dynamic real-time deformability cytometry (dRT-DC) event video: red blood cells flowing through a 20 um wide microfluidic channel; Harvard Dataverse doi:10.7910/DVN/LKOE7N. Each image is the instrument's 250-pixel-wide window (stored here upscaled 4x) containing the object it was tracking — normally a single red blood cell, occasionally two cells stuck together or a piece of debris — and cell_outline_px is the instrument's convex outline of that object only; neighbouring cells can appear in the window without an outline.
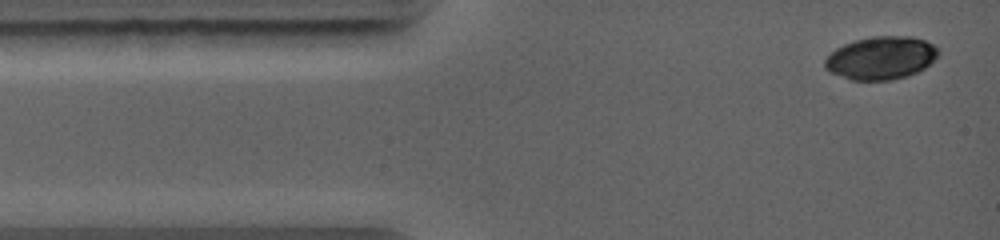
{"species": "common noctule bat (a hibernating species)", "species_latin": "Nyctalus noctula", "temperature_condition": "warm", "stored_images_in_passage": 13, "camera_frame_rate_fps": 5000, "um_per_image_px": 0.085, "animal": {"sex": "female", "body_mass_g": 19.0, "forearm_length_mm": 56.7}, "frame": {"image": 1, "passage_image": 1, "time_ms": 0.0, "image_size_px": [1000, 240], "cell_outline_px": [[940, 52], [924, 68], [908, 76], [892, 80], [852, 80], [828, 72], [824, 68], [824, 60], [836, 48], [844, 44], [856, 40], [876, 36], [912, 36], [924, 40], [932, 44]], "centroid_in_image_um": [74.85, 4.93], "position_along_channel_um": 10.1, "area_um2": 28.26}}